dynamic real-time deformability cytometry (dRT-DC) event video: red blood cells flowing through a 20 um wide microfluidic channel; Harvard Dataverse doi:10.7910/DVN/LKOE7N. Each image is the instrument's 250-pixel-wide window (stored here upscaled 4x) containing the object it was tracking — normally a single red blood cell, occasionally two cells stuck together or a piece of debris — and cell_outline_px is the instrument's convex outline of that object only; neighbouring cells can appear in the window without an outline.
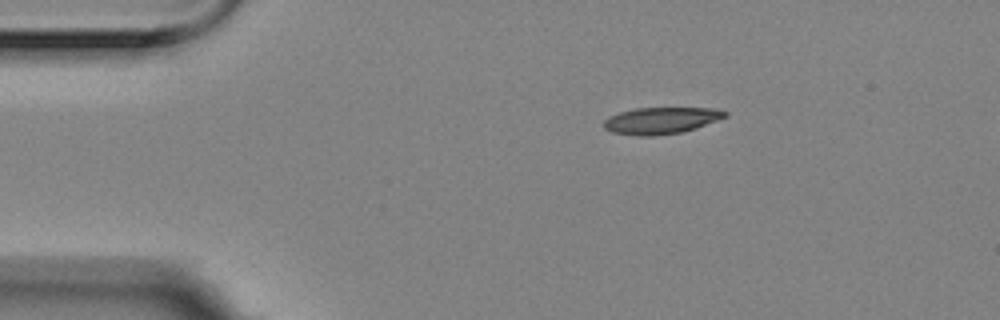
{"species": "Egyptian fruit bat (a non-hibernating species)", "species_latin": "Rousettus aegyptiacus", "temperature_condition": "room temperature", "stored_images_in_passage": 3, "segment_of_instrument_passage": [1, 2], "camera_frame_rate_fps": 3000, "um_per_image_px": 0.085, "animal": {"sex": "female"}, "frame": {"image": 1, "passage_image": 1, "time_ms": 0.0, "image_size_px": [1000, 320], "cell_outline_px": [[728, 116], [696, 128], [680, 132], [652, 136], [640, 136], [612, 132], [604, 128], [604, 120], [608, 116], [620, 112], [636, 108], [716, 108], [728, 112]], "centroid_in_image_um": [56.2, 10.24], "position_along_channel_um": 28.8, "area_um2": 18.79}}